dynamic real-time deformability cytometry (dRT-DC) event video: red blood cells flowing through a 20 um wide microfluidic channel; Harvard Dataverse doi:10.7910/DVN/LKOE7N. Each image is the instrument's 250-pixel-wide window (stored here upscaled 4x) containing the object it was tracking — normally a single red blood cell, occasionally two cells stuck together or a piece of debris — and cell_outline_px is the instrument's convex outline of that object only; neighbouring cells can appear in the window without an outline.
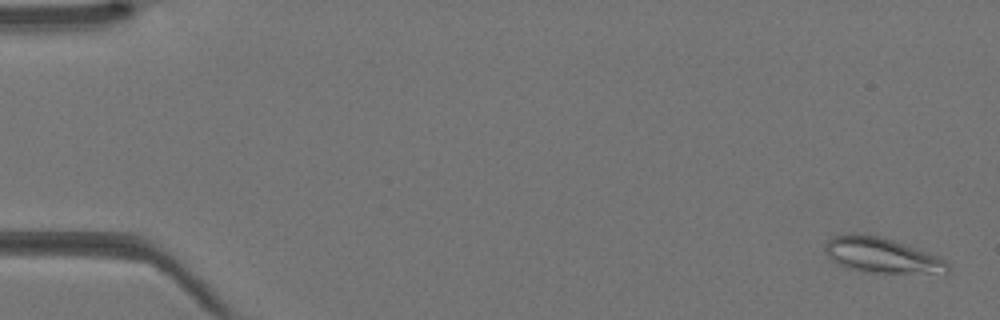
{"species": "Egyptian fruit bat (a non-hibernating species)", "species_latin": "Rousettus aegyptiacus", "temperature_condition": "warm", "stored_images_in_passage": 44, "camera_frame_rate_fps": 3000, "um_per_image_px": 0.085, "animal": {"sex": "female"}, "frame": {"image": 1, "passage_image": 2, "time_ms": 0.333, "image_size_px": [1000, 320], "cell_outline_px": [[952, 272], [872, 272], [844, 268], [832, 260], [824, 252], [824, 244], [832, 236], [856, 232], [880, 236], [940, 256], [948, 264]], "centroid_in_image_um": [74.88, 21.67], "position_along_channel_um": 10.1, "area_um2": 25.09}}
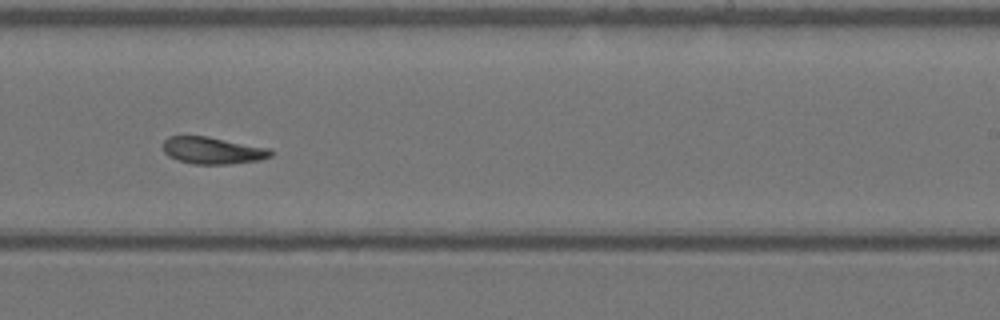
{"frame": {"image": 2, "passage_image": 28, "time_ms": 9.0, "image_size_px": [1000, 320], "cell_outline_px": [[272, 156], [260, 160], [228, 164], [192, 164], [176, 160], [168, 156], [164, 152], [164, 140], [168, 136], [208, 136], [272, 148]], "centroid_in_image_um": [18.1, 12.79], "position_along_channel_um": 270.9, "area_um2": 17.17}}
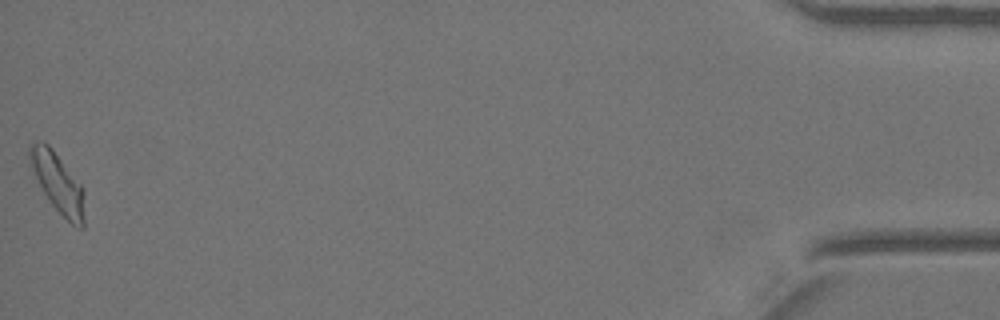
{"frame": {"image": 3, "passage_image": 44, "time_ms": 14.333, "image_size_px": [1000, 320], "cell_outline_px": [[84, 228], [80, 228], [72, 224], [48, 200], [36, 176], [28, 152], [28, 144], [36, 140], [44, 140], [52, 148], [84, 188]], "centroid_in_image_um": [4.93, 15.5], "position_along_channel_um": 430.3, "area_um2": 18.73}}